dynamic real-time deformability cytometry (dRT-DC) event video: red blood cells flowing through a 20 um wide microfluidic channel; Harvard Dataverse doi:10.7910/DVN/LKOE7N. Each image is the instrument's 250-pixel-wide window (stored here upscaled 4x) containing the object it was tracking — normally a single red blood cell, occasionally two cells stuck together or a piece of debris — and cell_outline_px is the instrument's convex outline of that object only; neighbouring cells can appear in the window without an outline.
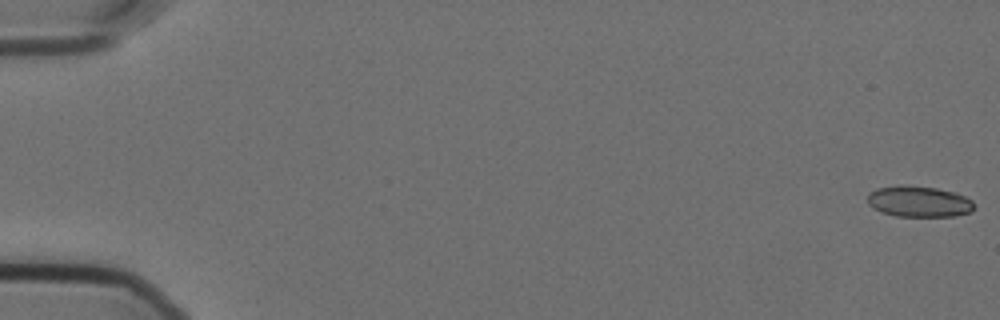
{"species": "Egyptian fruit bat (a non-hibernating species)", "species_latin": "Rousettus aegyptiacus", "temperature_condition": "cold", "stored_images_in_passage": 11, "camera_frame_rate_fps": 3000, "um_per_image_px": 0.085, "animal": {"sex": "female"}, "frame": {"image": 1, "passage_image": 1, "time_ms": 0.0, "image_size_px": [1000, 320], "cell_outline_px": [[976, 208], [972, 212], [956, 216], [896, 216], [872, 208], [868, 204], [868, 192], [876, 188], [900, 184], [904, 184], [936, 188], [956, 192], [972, 200]], "centroid_in_image_um": [78.12, 17.11], "position_along_channel_um": 6.9, "area_um2": 19.59}}